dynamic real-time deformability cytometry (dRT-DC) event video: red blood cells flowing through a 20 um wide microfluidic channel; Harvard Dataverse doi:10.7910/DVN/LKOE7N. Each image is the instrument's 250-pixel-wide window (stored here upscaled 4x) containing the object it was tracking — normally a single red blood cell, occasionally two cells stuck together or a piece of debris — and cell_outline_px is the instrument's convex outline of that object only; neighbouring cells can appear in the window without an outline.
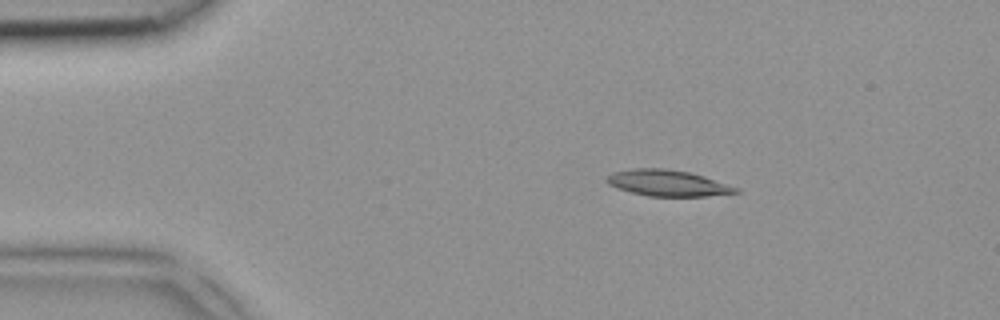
{"species": "common noctule bat (a hibernating species)", "species_latin": "Nyctalus noctula", "temperature_condition": "room temperature", "stored_images_in_passage": 4, "camera_frame_rate_fps": 3000, "um_per_image_px": 0.085, "animal": {"sex": "female", "body_mass_g": 18.4}, "frame": {"image": 1, "passage_image": 1, "time_ms": 0.0, "image_size_px": [1000, 320], "cell_outline_px": [[740, 192], [704, 196], [648, 196], [632, 192], [608, 184], [604, 180], [612, 172], [632, 168], [664, 168], [688, 172], [704, 176], [740, 188]], "centroid_in_image_um": [56.75, 15.55], "position_along_channel_um": 28.3, "area_um2": 19.54}}
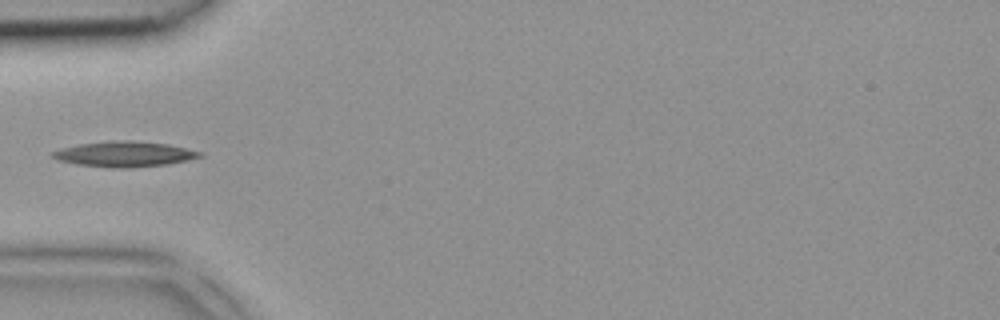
{"frame": {"image": 2, "passage_image": 3, "time_ms": 0.667, "image_size_px": [1000, 320], "cell_outline_px": [[204, 156], [188, 160], [168, 164], [128, 168], [112, 168], [76, 164], [60, 160], [52, 156], [52, 152], [60, 148], [80, 144], [112, 140], [128, 140], [168, 144], [200, 152]], "centroid_in_image_um": [10.57, 13.1], "position_along_channel_um": 74.4, "area_um2": 21.62}}